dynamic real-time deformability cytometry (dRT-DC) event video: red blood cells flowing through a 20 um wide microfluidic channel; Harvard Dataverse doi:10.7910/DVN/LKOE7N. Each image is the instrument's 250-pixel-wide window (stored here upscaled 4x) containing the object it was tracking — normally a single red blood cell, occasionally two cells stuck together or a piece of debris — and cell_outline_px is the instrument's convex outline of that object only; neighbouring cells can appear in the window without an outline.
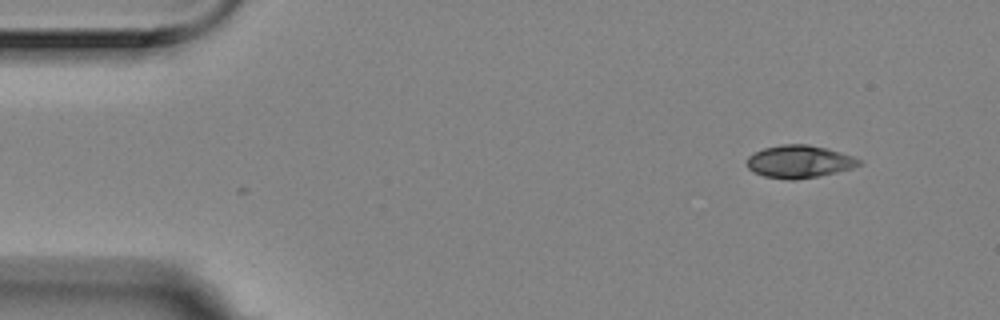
{"species": "Egyptian fruit bat (a non-hibernating species)", "species_latin": "Rousettus aegyptiacus", "temperature_condition": "room temperature", "stored_images_in_passage": 9, "camera_frame_rate_fps": 3000, "um_per_image_px": 0.085, "animal": {"sex": "female"}, "frame": {"image": 1, "passage_image": 1, "time_ms": 0.0, "image_size_px": [1000, 320], "cell_outline_px": [[864, 164], [852, 168], [836, 172], [796, 180], [788, 180], [764, 176], [752, 172], [748, 168], [748, 156], [764, 148], [780, 144], [808, 144], [828, 148], [852, 156], [860, 160]], "centroid_in_image_um": [67.94, 13.73], "position_along_channel_um": 17.1, "area_um2": 21.33}}